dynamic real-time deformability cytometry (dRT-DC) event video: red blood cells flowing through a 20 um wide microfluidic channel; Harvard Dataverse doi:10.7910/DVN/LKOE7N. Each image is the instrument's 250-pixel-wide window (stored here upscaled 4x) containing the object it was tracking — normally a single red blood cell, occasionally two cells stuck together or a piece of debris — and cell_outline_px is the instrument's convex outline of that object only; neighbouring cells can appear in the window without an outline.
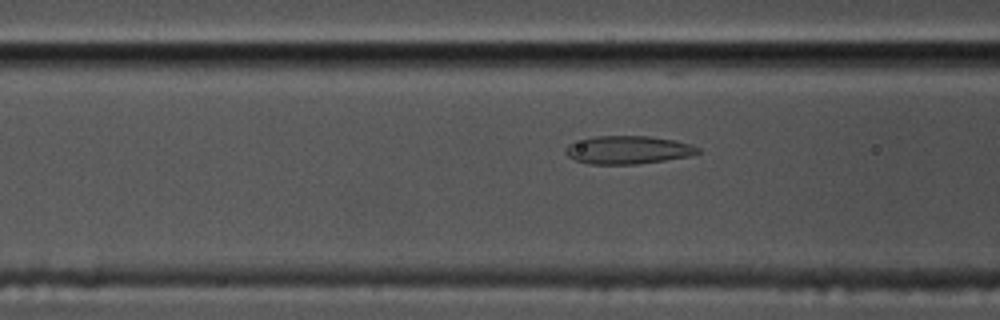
{"species": "common noctule bat (a hibernating species)", "species_latin": "Nyctalus noctula", "temperature_condition": "cold", "stored_images_in_passage": 42, "camera_frame_rate_fps": 3000, "um_per_image_px": 0.085, "animal": {"sex": "male", "body_mass_g": 17.5, "forearm_length_mm": 52.3}, "frame": {"image": 1, "passage_image": 16, "time_ms": 5.0, "image_size_px": [1000, 320], "cell_outline_px": [[700, 152], [688, 156], [664, 160], [636, 164], [588, 164], [576, 160], [568, 156], [564, 152], [568, 144], [596, 136], [648, 136], [676, 140], [692, 144], [700, 148]], "centroid_in_image_um": [53.4, 12.74], "position_along_channel_um": 113.2, "area_um2": 21.56}}
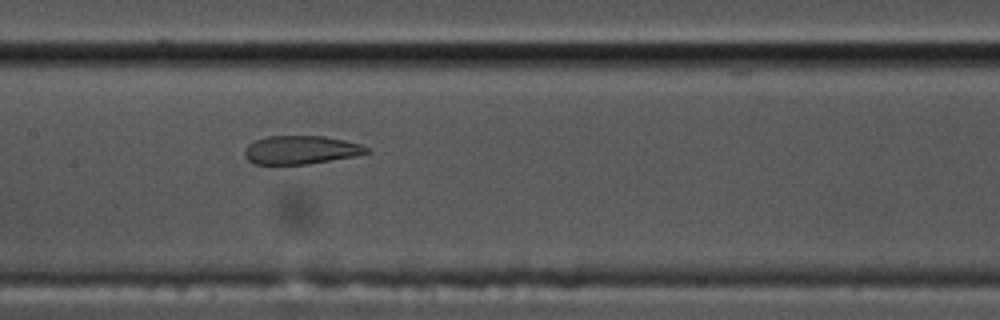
{"frame": {"image": 2, "passage_image": 22, "time_ms": 7.0, "image_size_px": [1000, 320], "cell_outline_px": [[368, 152], [356, 156], [308, 164], [252, 164], [244, 156], [244, 148], [248, 144], [256, 140], [268, 136], [324, 136], [344, 140], [360, 144], [368, 148]], "centroid_in_image_um": [25.53, 12.75], "position_along_channel_um": 181.9, "area_um2": 20.23}}
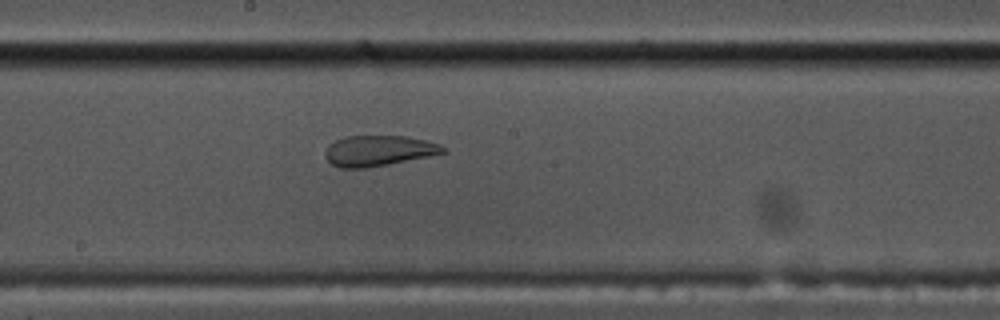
{"frame": {"image": 3, "passage_image": 25, "time_ms": 8.0, "image_size_px": [1000, 320], "cell_outline_px": [[448, 152], [388, 164], [364, 168], [340, 168], [332, 164], [324, 156], [324, 152], [328, 144], [344, 136], [408, 136], [440, 144], [448, 148]], "centroid_in_image_um": [32.17, 12.8], "position_along_channel_um": 216.0, "area_um2": 21.1}}